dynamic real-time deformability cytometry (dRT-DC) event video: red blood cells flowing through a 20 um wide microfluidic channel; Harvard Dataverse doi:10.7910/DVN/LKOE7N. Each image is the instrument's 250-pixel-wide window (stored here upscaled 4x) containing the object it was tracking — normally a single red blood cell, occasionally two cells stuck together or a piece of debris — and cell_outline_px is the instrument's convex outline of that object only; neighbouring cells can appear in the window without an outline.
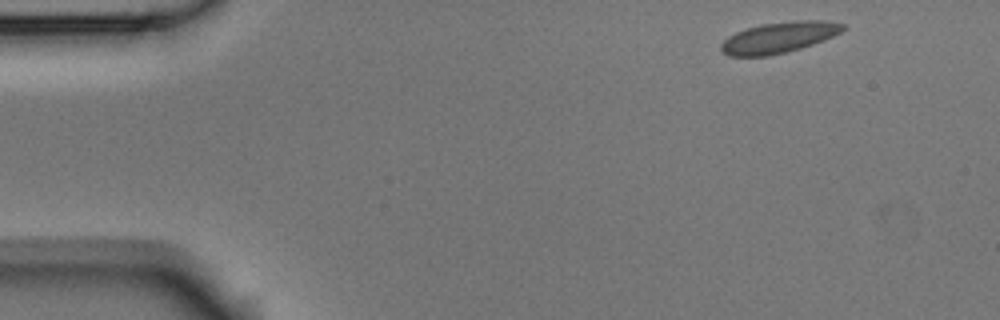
{"species": "Egyptian fruit bat (a non-hibernating species)", "species_latin": "Rousettus aegyptiacus", "temperature_condition": "room temperature", "stored_images_in_passage": 5, "segment_of_instrument_passage": [1, 2], "camera_frame_rate_fps": 3000, "um_per_image_px": 0.085, "animal": {"sex": "male"}, "frame": {"image": 1, "passage_image": 1, "time_ms": 0.0, "image_size_px": [1000, 320], "cell_outline_px": [[844, 28], [840, 32], [824, 40], [800, 48], [768, 56], [728, 56], [720, 52], [720, 44], [728, 36], [736, 32], [760, 24], [796, 20], [820, 20], [844, 24]], "centroid_in_image_um": [66.15, 3.19], "position_along_channel_um": 18.9, "area_um2": 21.85}}
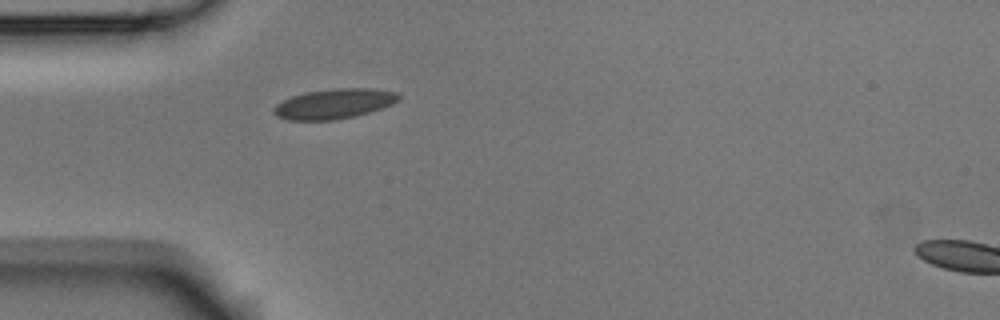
{"frame": {"image": 2, "passage_image": 4, "time_ms": 1.0, "image_size_px": [1000, 320], "cell_outline_px": [[400, 100], [392, 104], [356, 116], [332, 120], [288, 120], [276, 116], [272, 112], [272, 108], [276, 104], [292, 96], [304, 92], [336, 88], [364, 88], [396, 92], [400, 96]], "centroid_in_image_um": [28.36, 8.82], "position_along_channel_um": 56.6, "area_um2": 21.73}}